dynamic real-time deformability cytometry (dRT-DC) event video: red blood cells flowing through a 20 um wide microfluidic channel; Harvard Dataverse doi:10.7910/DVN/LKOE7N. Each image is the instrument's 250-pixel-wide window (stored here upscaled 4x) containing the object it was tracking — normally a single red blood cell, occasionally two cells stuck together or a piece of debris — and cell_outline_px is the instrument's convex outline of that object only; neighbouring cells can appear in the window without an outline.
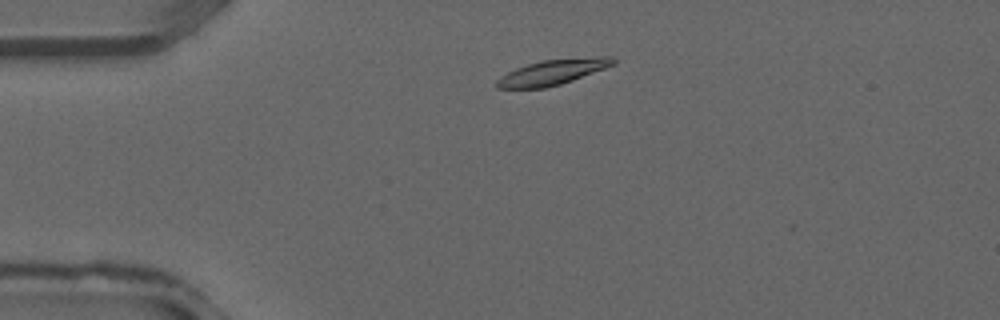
{"species": "common noctule bat (a hibernating species)", "species_latin": "Nyctalus noctula", "temperature_condition": "warm", "stored_images_in_passage": 33, "camera_frame_rate_fps": 3000, "um_per_image_px": 0.085, "animal": {"sex": "male", "forearm_length_mm": 52.5}, "frame": {"image": 1, "passage_image": 4, "time_ms": 1.0, "image_size_px": [1000, 320], "cell_outline_px": [[616, 64], [572, 80], [560, 84], [544, 88], [496, 88], [496, 80], [500, 76], [516, 68], [528, 64], [544, 60], [596, 56], [612, 56], [616, 60]], "centroid_in_image_um": [46.99, 6.12], "position_along_channel_um": 38.0, "area_um2": 17.05}}
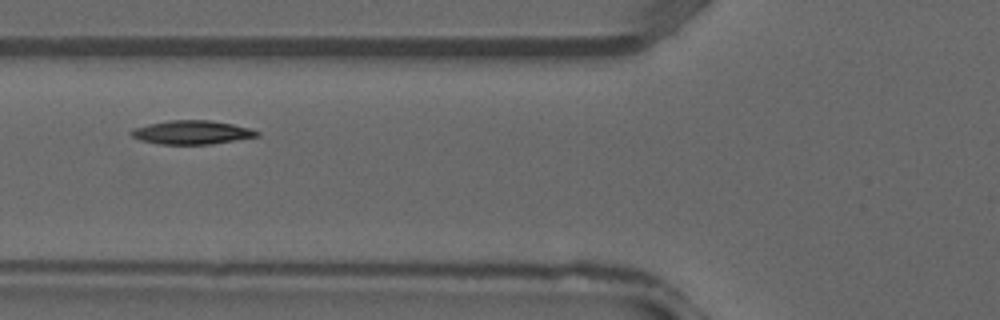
{"frame": {"image": 2, "passage_image": 10, "time_ms": 3.0, "image_size_px": [1000, 320], "cell_outline_px": [[260, 136], [212, 144], [160, 144], [140, 140], [132, 136], [128, 132], [132, 128], [148, 124], [168, 120], [212, 120], [232, 124], [248, 128], [260, 132]], "centroid_in_image_um": [16.28, 11.25], "position_along_channel_um": 109.5, "area_um2": 17.46}}
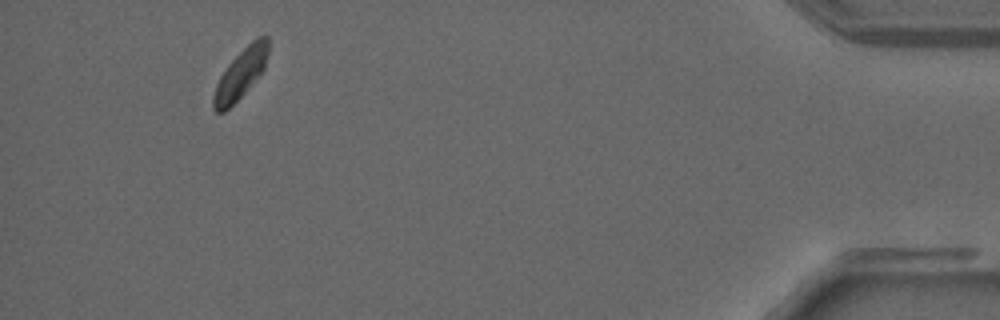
{"frame": {"image": 3, "passage_image": 31, "time_ms": 10.0, "image_size_px": [1000, 320], "cell_outline_px": [[268, 52], [264, 68], [256, 80], [224, 112], [216, 112], [212, 108], [212, 96], [216, 84], [220, 76], [228, 64], [252, 40], [260, 36], [268, 36]], "centroid_in_image_um": [20.43, 6.29], "position_along_channel_um": 414.8, "area_um2": 15.61}}